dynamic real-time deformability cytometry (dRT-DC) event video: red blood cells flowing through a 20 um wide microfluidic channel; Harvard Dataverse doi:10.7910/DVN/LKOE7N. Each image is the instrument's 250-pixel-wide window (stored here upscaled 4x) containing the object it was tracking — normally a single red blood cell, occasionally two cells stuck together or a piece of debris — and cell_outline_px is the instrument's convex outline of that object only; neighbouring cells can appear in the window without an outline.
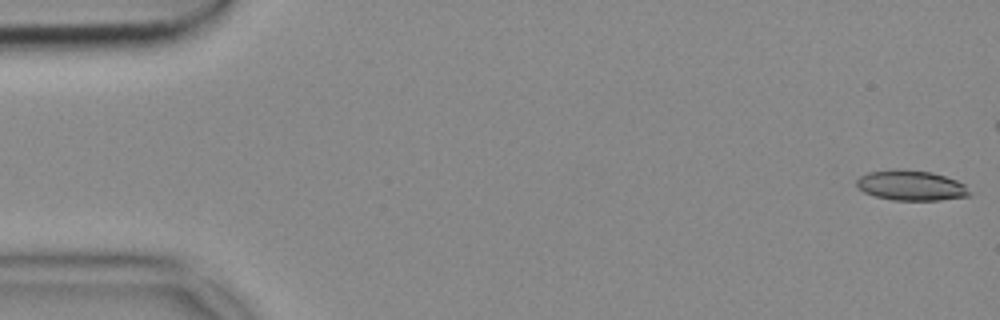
{"species": "common noctule bat (a hibernating species)", "species_latin": "Nyctalus noctula", "temperature_condition": "cold", "stored_images_in_passage": 45, "camera_frame_rate_fps": 3000, "um_per_image_px": 0.085, "animal": {"sex": "female", "body_mass_g": 18.4}, "frame": {"image": 1, "passage_image": 1, "time_ms": 0.0, "image_size_px": [1000, 320], "cell_outline_px": [[968, 196], [940, 200], [892, 200], [876, 196], [864, 192], [856, 188], [856, 180], [860, 176], [868, 172], [900, 168], [932, 172], [956, 180], [964, 184], [968, 192]], "centroid_in_image_um": [77.38, 15.75], "position_along_channel_um": 7.6, "area_um2": 19.83}}
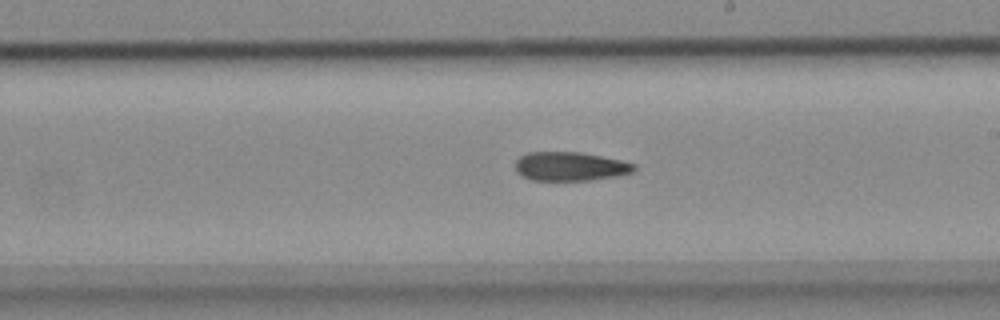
{"frame": {"image": 2, "passage_image": 30, "time_ms": 9.667, "image_size_px": [1000, 320], "cell_outline_px": [[636, 168], [632, 172], [616, 176], [592, 180], [532, 180], [516, 172], [516, 160], [520, 156], [528, 152], [580, 152], [620, 160], [636, 164]], "centroid_in_image_um": [48.46, 14.14], "position_along_channel_um": 240.5, "area_um2": 19.88}}
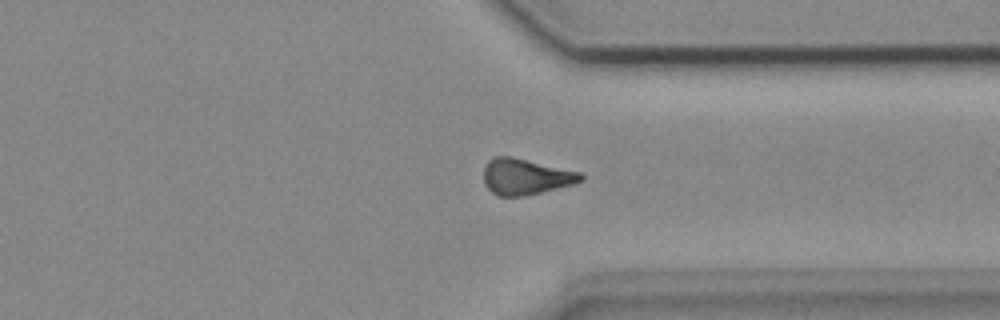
{"frame": {"image": 3, "passage_image": 40, "time_ms": 13.0, "image_size_px": [1000, 320], "cell_outline_px": [[584, 180], [572, 184], [524, 196], [496, 196], [484, 184], [484, 168], [488, 160], [496, 156], [512, 156], [580, 172], [584, 176]], "centroid_in_image_um": [44.65, 15.01], "position_along_channel_um": 366.7, "area_um2": 20.29}}